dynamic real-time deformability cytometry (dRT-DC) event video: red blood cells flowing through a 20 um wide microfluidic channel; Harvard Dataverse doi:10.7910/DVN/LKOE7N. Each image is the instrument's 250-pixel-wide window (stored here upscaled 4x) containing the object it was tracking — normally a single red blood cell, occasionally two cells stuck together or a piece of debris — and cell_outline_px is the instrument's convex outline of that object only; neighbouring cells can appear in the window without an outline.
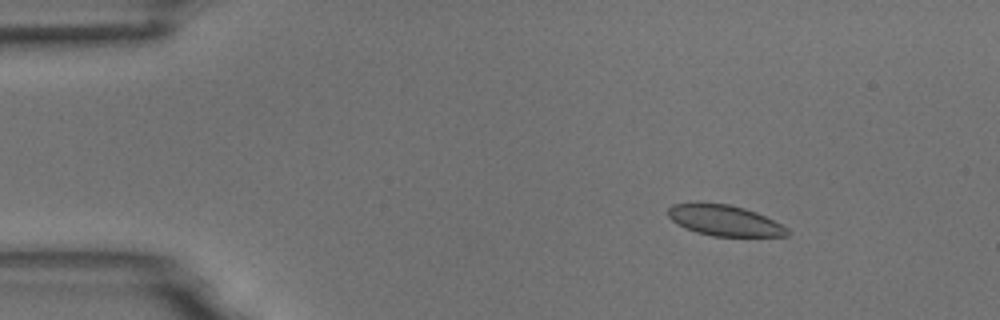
{"species": "common noctule bat (a hibernating species)", "species_latin": "Nyctalus noctula", "temperature_condition": "room temperature", "stored_images_in_passage": 7, "camera_frame_rate_fps": 3000, "um_per_image_px": 0.085, "animal": {"sex": "male", "body_mass_g": 18.8}, "frame": {"image": 1, "passage_image": 2, "time_ms": 0.333, "image_size_px": [1000, 320], "cell_outline_px": [[788, 236], [712, 236], [696, 232], [684, 228], [676, 224], [668, 216], [668, 208], [672, 204], [728, 204], [744, 208], [756, 212], [788, 228]], "centroid_in_image_um": [61.57, 18.76], "position_along_channel_um": 23.4, "area_um2": 20.98}}
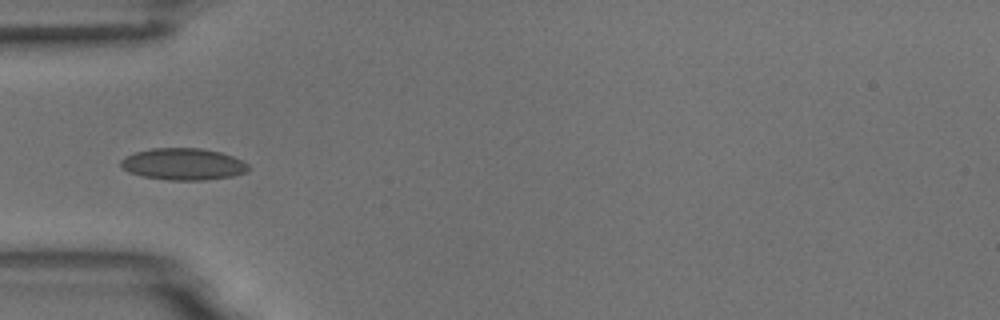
{"frame": {"image": 2, "passage_image": 5, "time_ms": 1.333, "image_size_px": [1000, 320], "cell_outline_px": [[252, 168], [248, 172], [232, 176], [204, 180], [168, 180], [144, 176], [128, 172], [120, 164], [120, 160], [124, 156], [136, 152], [152, 148], [200, 148], [220, 152], [232, 156], [248, 164]], "centroid_in_image_um": [15.59, 13.95], "position_along_channel_um": 69.4, "area_um2": 23.64}}